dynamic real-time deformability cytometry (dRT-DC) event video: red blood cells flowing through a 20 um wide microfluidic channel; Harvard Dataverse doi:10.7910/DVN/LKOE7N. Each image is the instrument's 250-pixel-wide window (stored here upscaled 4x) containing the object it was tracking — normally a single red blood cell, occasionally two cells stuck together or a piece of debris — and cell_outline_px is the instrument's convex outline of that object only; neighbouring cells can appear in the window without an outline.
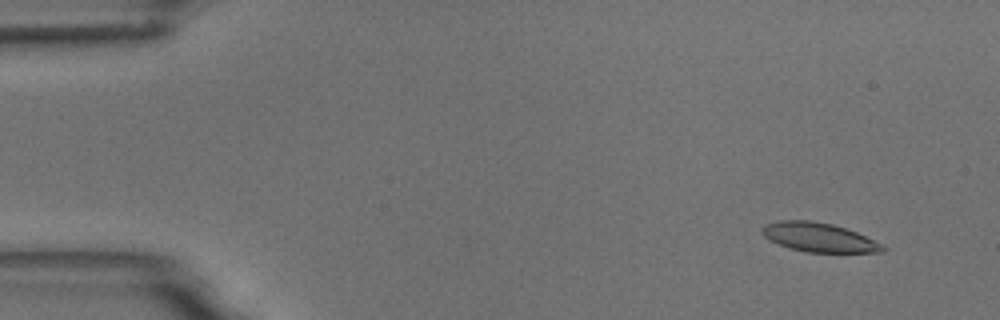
{"species": "common noctule bat (a hibernating species)", "species_latin": "Nyctalus noctula", "temperature_condition": "room temperature", "stored_images_in_passage": 56, "camera_frame_rate_fps": 3000, "um_per_image_px": 0.085, "animal": {"sex": "male", "body_mass_g": 18.8}, "frame": {"image": 1, "passage_image": 5, "time_ms": 1.333, "image_size_px": [1000, 320], "cell_outline_px": [[888, 248], [884, 252], [808, 252], [792, 248], [780, 244], [764, 236], [760, 232], [760, 228], [764, 224], [780, 220], [808, 220], [832, 224], [856, 232], [884, 244]], "centroid_in_image_um": [69.63, 20.17], "position_along_channel_um": 15.4, "area_um2": 20.35}}
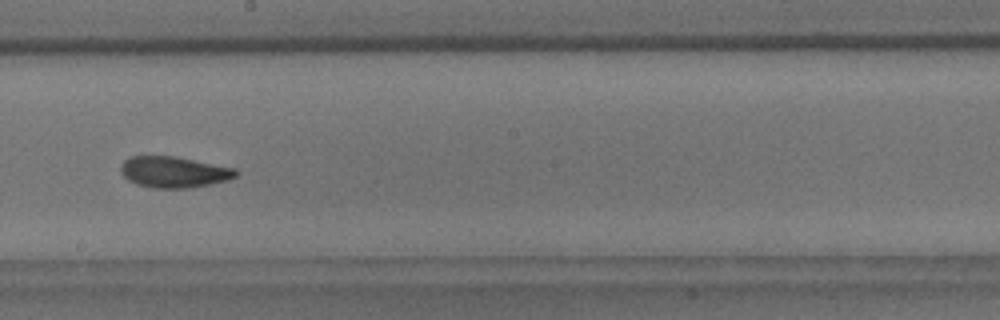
{"frame": {"image": 2, "passage_image": 32, "time_ms": 10.333, "image_size_px": [1000, 320], "cell_outline_px": [[240, 172], [236, 176], [228, 180], [208, 184], [184, 188], [152, 188], [136, 184], [128, 180], [120, 172], [120, 164], [128, 156], [172, 156], [236, 168]], "centroid_in_image_um": [14.75, 14.62], "position_along_channel_um": 233.5, "area_um2": 20.87}}
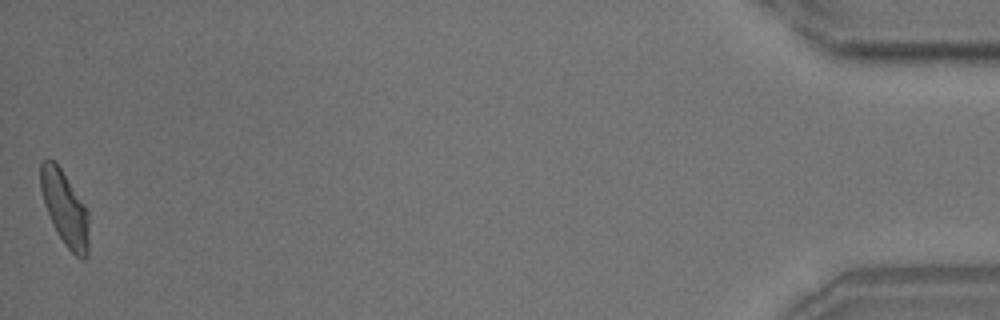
{"frame": {"image": 3, "passage_image": 56, "time_ms": 18.333, "image_size_px": [1000, 320], "cell_outline_px": [[88, 256], [84, 260], [76, 256], [64, 244], [56, 232], [52, 224], [44, 204], [40, 188], [40, 164], [44, 160], [52, 160], [60, 168], [84, 204], [88, 212]], "centroid_in_image_um": [5.5, 17.75], "position_along_channel_um": 429.7, "area_um2": 20.75}, "authors_computed_cell_mechanics": {"area_um2": 20.808, "velocity_mm_per_s": 3.6449, "shape_relaxation_time_tau1_ms": 5.4707, "shape_relaxation_time_tau2_ms": 1.8354, "deformation_change_tau1": 0.1373, "deformation_change_tau2": 0.0718}}